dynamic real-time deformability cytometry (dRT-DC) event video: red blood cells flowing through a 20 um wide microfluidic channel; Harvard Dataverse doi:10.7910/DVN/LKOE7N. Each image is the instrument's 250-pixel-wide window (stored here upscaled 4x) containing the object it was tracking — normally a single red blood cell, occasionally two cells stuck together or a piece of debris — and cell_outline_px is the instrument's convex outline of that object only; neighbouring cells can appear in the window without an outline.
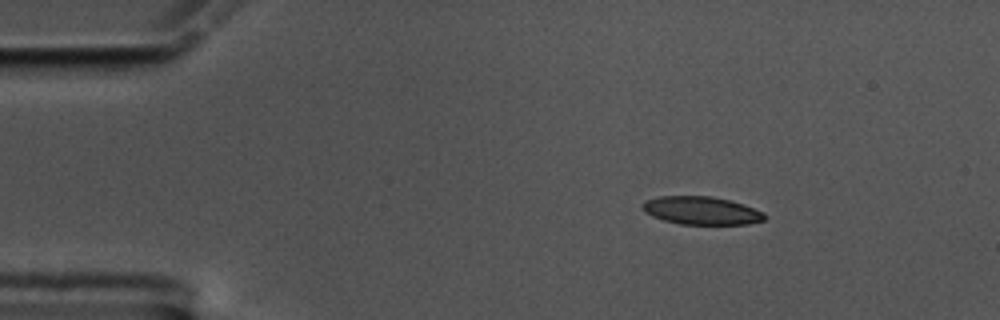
{"species": "common noctule bat (a hibernating species)", "species_latin": "Nyctalus noctula", "temperature_condition": "cold", "stored_images_in_passage": 49, "camera_frame_rate_fps": 3000, "um_per_image_px": 0.085, "animal": {"sex": "male", "body_mass_g": 17.5, "forearm_length_mm": 52.3}, "frame": {"image": 1, "passage_image": 1, "time_ms": 0.0, "image_size_px": [1000, 320], "cell_outline_px": [[764, 220], [748, 224], [680, 224], [664, 220], [652, 216], [644, 212], [640, 208], [640, 204], [644, 200], [660, 196], [712, 196], [744, 204], [764, 212]], "centroid_in_image_um": [59.56, 17.89], "position_along_channel_um": 25.4, "area_um2": 20.06}}
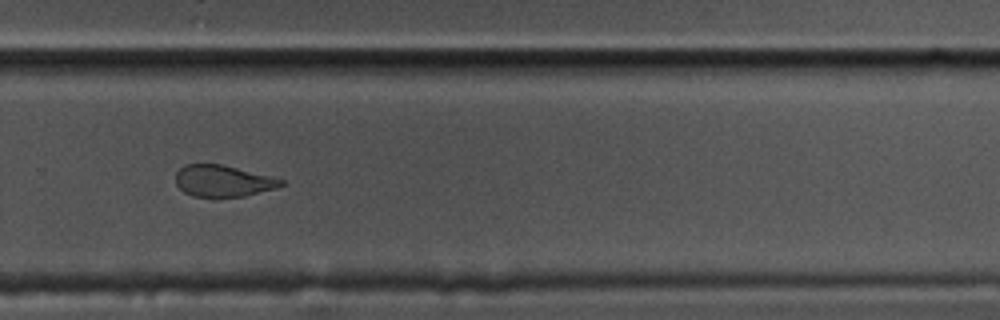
{"frame": {"image": 2, "passage_image": 31, "time_ms": 10.0, "image_size_px": [1000, 320], "cell_outline_px": [[288, 184], [244, 196], [192, 196], [184, 192], [176, 184], [176, 172], [184, 164], [220, 164], [284, 180]], "centroid_in_image_um": [18.92, 15.37], "position_along_channel_um": 310.9, "area_um2": 18.96}}
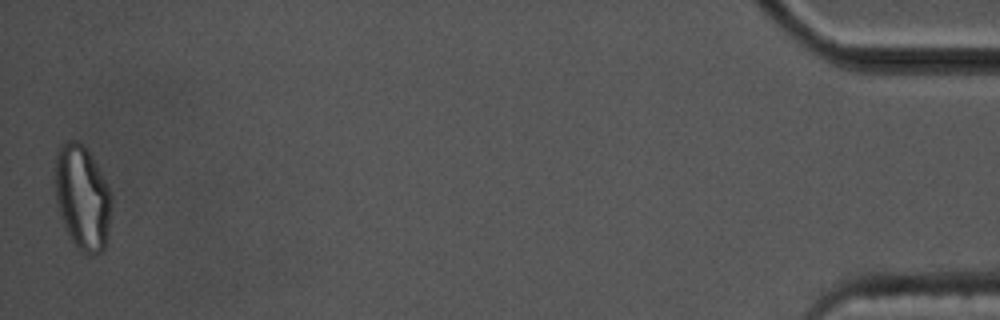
{"frame": {"image": 3, "passage_image": 49, "time_ms": 16.0, "image_size_px": [1000, 320], "cell_outline_px": [[112, 200], [108, 232], [104, 248], [96, 256], [92, 256], [80, 252], [72, 240], [64, 224], [56, 204], [56, 152], [60, 144], [68, 140], [76, 140], [88, 152], [96, 164], [108, 188]], "centroid_in_image_um": [7.0, 16.83], "position_along_channel_um": 428.2, "area_um2": 33.93}, "authors_computed_cell_mechanics": {"area_um2": 21.2704, "velocity_mm_per_s": 3.5024, "shape_relaxation_time_tau1_ms": 5.7538, "shape_relaxation_time_tau2_ms": 2.05, "deformation_change_tau1": 0.1827, "deformation_change_tau2": 0.0828}}